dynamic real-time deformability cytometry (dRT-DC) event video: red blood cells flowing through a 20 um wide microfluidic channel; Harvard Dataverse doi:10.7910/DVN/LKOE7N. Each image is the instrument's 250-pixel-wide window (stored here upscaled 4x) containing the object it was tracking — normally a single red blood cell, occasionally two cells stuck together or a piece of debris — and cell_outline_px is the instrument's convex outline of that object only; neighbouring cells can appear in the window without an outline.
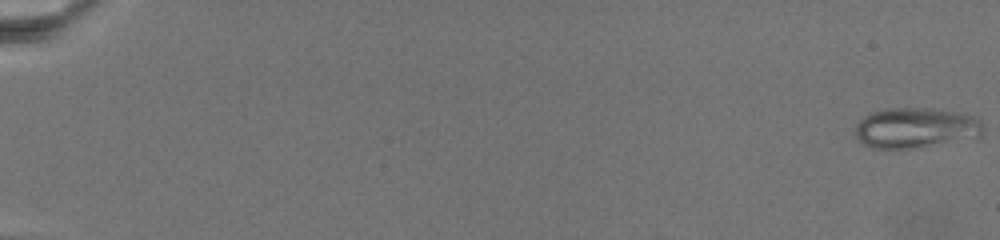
{"species": "common noctule bat (a hibernating species)", "species_latin": "Nyctalus noctula", "temperature_condition": "warm", "stored_images_in_passage": 56, "camera_frame_rate_fps": 3000, "um_per_image_px": 0.085, "animal": {"sex": "female", "body_mass_g": 19.5, "forearm_length_mm": 54.1}, "frame": {"image": 1, "passage_image": 1, "time_ms": 0.0, "image_size_px": [1000, 240], "cell_outline_px": [[984, 128], [980, 136], [912, 148], [872, 148], [864, 144], [856, 136], [856, 124], [864, 116], [872, 112], [888, 108], [932, 108], [956, 112], [972, 116], [980, 120], [984, 124]], "centroid_in_image_um": [77.82, 10.85], "position_along_channel_um": 7.2, "area_um2": 29.71}}
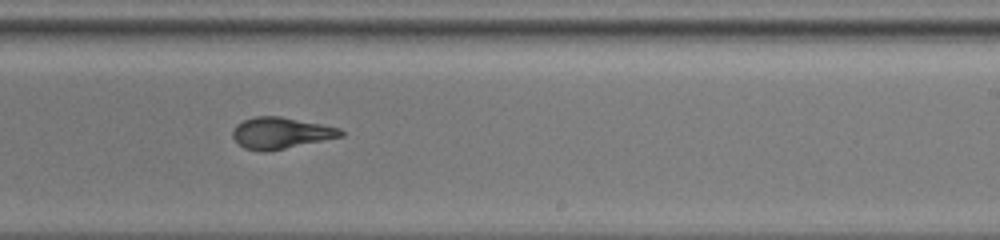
{"frame": {"image": 2, "passage_image": 39, "time_ms": 16.333, "image_size_px": [1000, 240], "cell_outline_px": [[344, 136], [264, 152], [260, 152], [244, 148], [232, 136], [232, 132], [236, 124], [244, 120], [256, 116], [280, 116], [340, 128], [344, 132]], "centroid_in_image_um": [23.85, 11.3], "position_along_channel_um": 265.2, "area_um2": 19.54}}
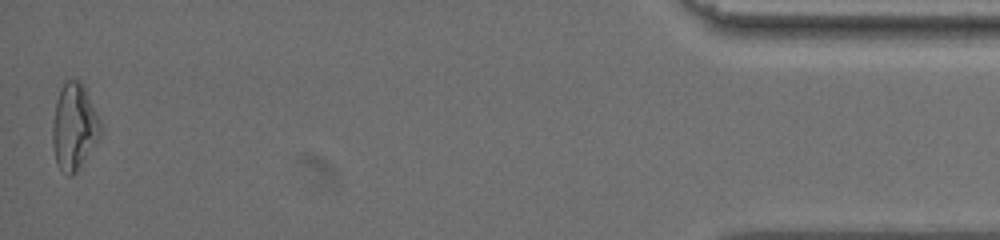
{"frame": {"image": 3, "passage_image": 56, "time_ms": 24.667, "image_size_px": [1000, 240], "cell_outline_px": [[100, 132], [96, 140], [76, 172], [72, 176], [68, 176], [56, 164], [52, 144], [52, 124], [56, 100], [60, 88], [68, 80], [80, 80], [100, 120]], "centroid_in_image_um": [6.25, 10.78], "position_along_channel_um": 429.0, "area_um2": 23.58}}